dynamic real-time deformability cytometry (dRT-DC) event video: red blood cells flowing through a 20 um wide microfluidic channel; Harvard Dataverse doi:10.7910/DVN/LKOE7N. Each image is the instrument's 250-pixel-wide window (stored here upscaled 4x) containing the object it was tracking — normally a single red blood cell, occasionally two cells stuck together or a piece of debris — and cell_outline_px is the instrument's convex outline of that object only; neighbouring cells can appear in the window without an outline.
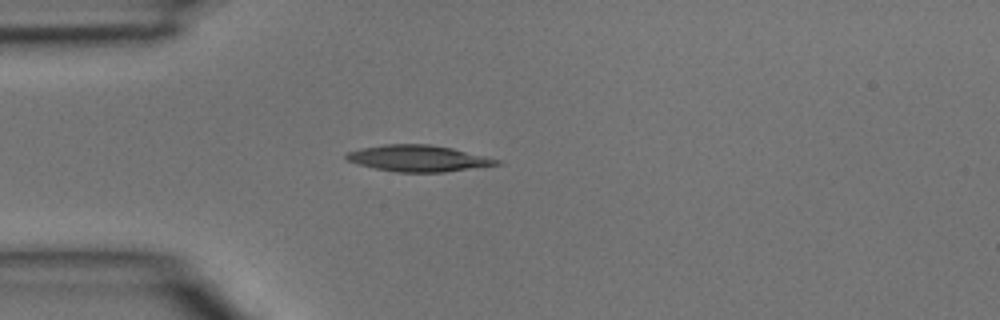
{"species": "common noctule bat (a hibernating species)", "species_latin": "Nyctalus noctula", "temperature_condition": "room temperature", "stored_images_in_passage": 1, "camera_frame_rate_fps": 3000, "um_per_image_px": 0.085, "animal": {"sex": "male", "body_mass_g": 15.6}, "frame": {"image": 1, "passage_image": 1, "time_ms": 0.0, "image_size_px": [1000, 320], "cell_outline_px": [[500, 164], [444, 172], [396, 172], [376, 168], [360, 164], [348, 160], [344, 156], [344, 152], [360, 148], [384, 144], [428, 144], [452, 148], [500, 160]], "centroid_in_image_um": [35.5, 13.45], "position_along_channel_um": 49.5, "area_um2": 22.83}}